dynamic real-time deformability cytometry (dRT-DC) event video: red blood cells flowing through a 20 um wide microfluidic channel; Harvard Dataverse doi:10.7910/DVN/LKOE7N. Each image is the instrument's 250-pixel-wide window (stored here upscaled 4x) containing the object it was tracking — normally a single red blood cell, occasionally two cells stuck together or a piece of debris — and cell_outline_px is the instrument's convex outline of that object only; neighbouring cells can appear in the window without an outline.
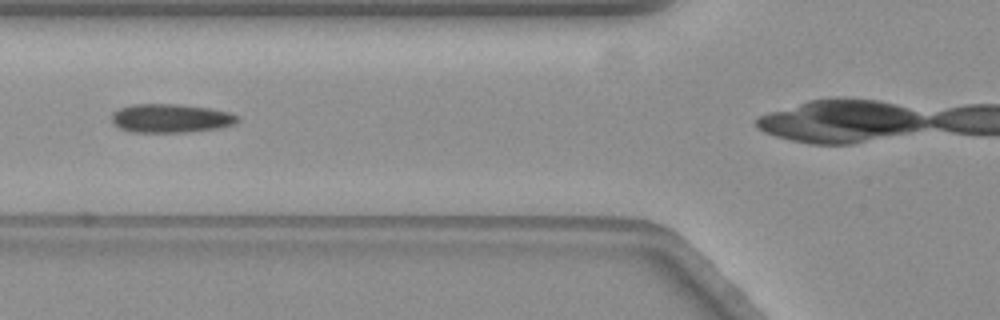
{"species": "common noctule bat (a hibernating species)", "species_latin": "Nyctalus noctula", "temperature_condition": "warm", "stored_images_in_passage": 36, "camera_frame_rate_fps": 3000, "um_per_image_px": 0.085, "animal": {"sex": "female", "body_mass_g": 19.3, "forearm_length_mm": 54.1}, "frame": {"image": 1, "passage_image": 11, "time_ms": 3.333, "image_size_px": [1000, 320], "cell_outline_px": [[240, 120], [236, 124], [220, 128], [188, 132], [132, 132], [120, 128], [112, 120], [112, 112], [120, 108], [132, 104], [172, 104], [208, 108], [228, 112], [240, 116]], "centroid_in_image_um": [14.55, 10.06], "position_along_channel_um": 111.2, "area_um2": 21.04}}